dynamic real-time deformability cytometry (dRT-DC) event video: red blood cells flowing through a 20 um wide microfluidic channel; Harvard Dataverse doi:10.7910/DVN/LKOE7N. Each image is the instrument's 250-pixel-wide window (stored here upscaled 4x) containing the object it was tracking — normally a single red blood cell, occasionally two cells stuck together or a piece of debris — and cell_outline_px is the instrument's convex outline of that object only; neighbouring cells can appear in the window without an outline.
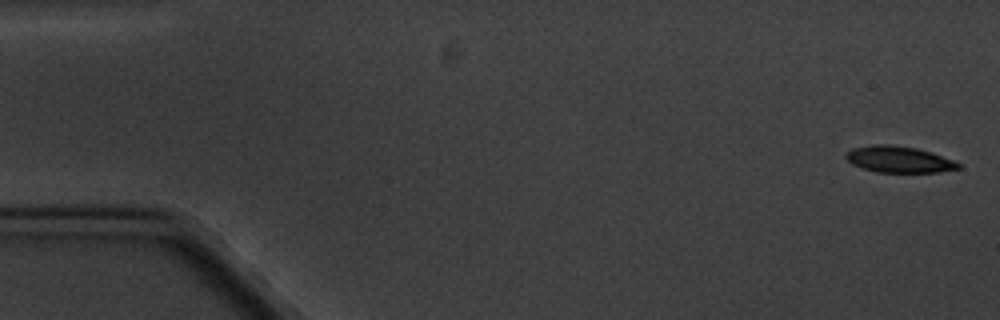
{"species": "common noctule bat (a hibernating species)", "species_latin": "Nyctalus noctula", "temperature_condition": "cold", "stored_images_in_passage": 5, "camera_frame_rate_fps": 3000, "um_per_image_px": 0.085, "animal": {"sex": "male", "body_mass_g": 20.1, "forearm_length_mm": 53.5}, "frame": {"image": 1, "passage_image": 1, "time_ms": 0.0, "image_size_px": [1000, 320], "cell_outline_px": [[960, 168], [940, 172], [876, 172], [852, 164], [844, 156], [852, 148], [872, 144], [888, 144], [916, 148], [932, 152], [952, 160], [960, 164]], "centroid_in_image_um": [76.4, 13.54], "position_along_channel_um": 8.6, "area_um2": 17.17}}
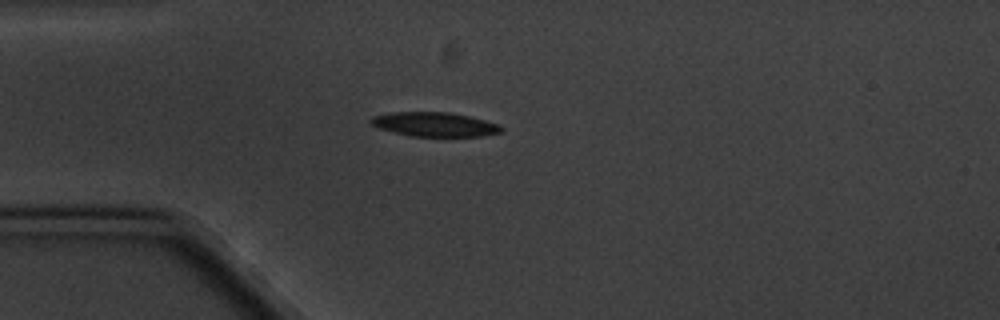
{"frame": {"image": 2, "passage_image": 5, "time_ms": 4.667, "image_size_px": [1000, 320], "cell_outline_px": [[504, 128], [500, 132], [480, 136], [412, 136], [380, 128], [372, 124], [368, 120], [372, 116], [392, 112], [448, 112], [468, 116], [500, 124]], "centroid_in_image_um": [36.95, 10.56], "position_along_channel_um": 48.1, "area_um2": 18.21}}